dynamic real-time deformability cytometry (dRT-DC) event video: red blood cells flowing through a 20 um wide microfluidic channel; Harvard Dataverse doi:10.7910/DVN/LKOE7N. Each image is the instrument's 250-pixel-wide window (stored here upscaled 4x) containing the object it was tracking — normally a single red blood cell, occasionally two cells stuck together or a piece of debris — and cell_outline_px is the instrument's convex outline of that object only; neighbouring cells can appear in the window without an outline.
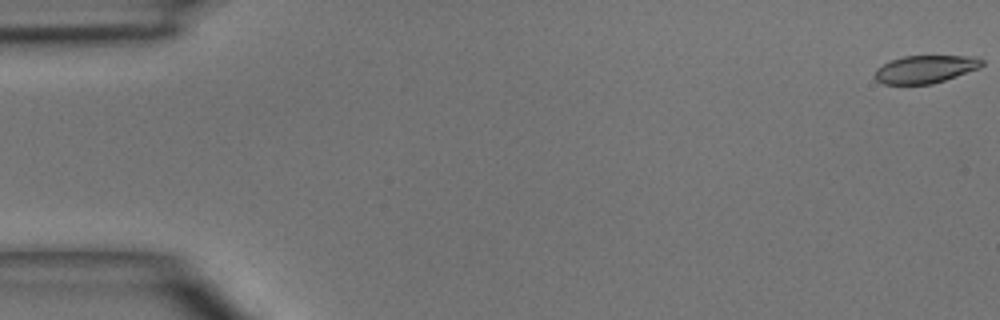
{"species": "common noctule bat (a hibernating species)", "species_latin": "Nyctalus noctula", "temperature_condition": "room temperature", "stored_images_in_passage": 4, "camera_frame_rate_fps": 3000, "um_per_image_px": 0.085, "animal": {"sex": "male", "body_mass_g": 15.6}, "frame": {"image": 1, "passage_image": 1, "time_ms": 0.0, "image_size_px": [1000, 320], "cell_outline_px": [[984, 64], [980, 68], [932, 84], [884, 84], [876, 80], [876, 68], [892, 60], [904, 56], [976, 56], [984, 60]], "centroid_in_image_um": [78.7, 5.87], "position_along_channel_um": 6.3, "area_um2": 17.22}}
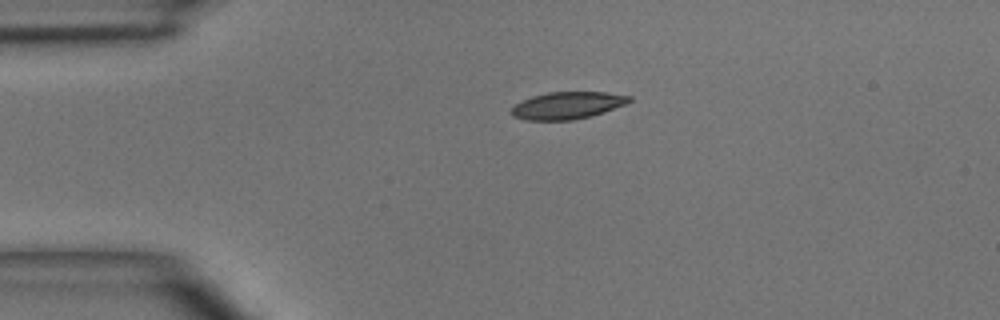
{"frame": {"image": 2, "passage_image": 3, "time_ms": 3.333, "image_size_px": [1000, 320], "cell_outline_px": [[632, 100], [624, 104], [604, 112], [572, 120], [524, 120], [512, 116], [512, 108], [516, 104], [532, 96], [548, 92], [608, 92], [632, 96]], "centroid_in_image_um": [48.23, 8.95], "position_along_channel_um": 36.8, "area_um2": 18.5}}